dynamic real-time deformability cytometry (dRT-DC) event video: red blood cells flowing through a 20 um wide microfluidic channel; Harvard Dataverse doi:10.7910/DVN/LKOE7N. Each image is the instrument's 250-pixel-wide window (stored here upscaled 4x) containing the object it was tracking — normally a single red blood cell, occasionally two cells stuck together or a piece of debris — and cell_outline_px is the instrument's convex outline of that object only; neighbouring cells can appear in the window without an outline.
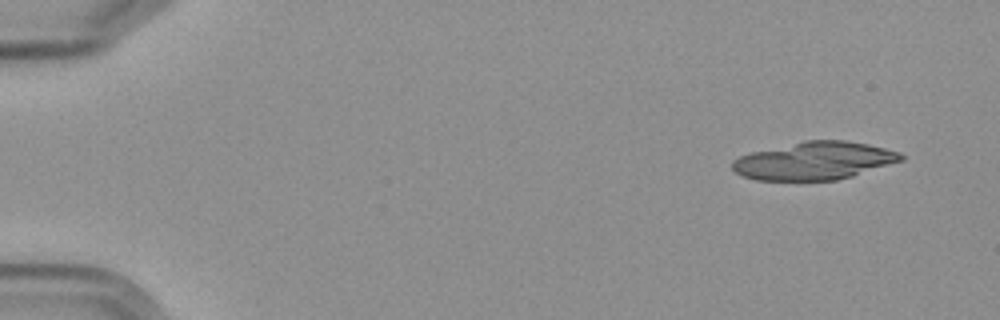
{"species": "Egyptian fruit bat (a non-hibernating species)", "species_latin": "Rousettus aegyptiacus", "temperature_condition": "cold", "stored_images_in_passage": 5, "camera_frame_rate_fps": 3000, "um_per_image_px": 0.085, "frame": {"image": 1, "passage_image": 1, "time_ms": 0.0, "image_size_px": [1000, 320], "cell_outline_px": [[904, 160], [852, 176], [836, 180], [756, 180], [744, 176], [736, 172], [732, 168], [732, 164], [740, 156], [752, 152], [804, 140], [844, 140], [868, 144], [900, 152], [904, 156]], "centroid_in_image_um": [69.25, 13.66], "position_along_channel_um": 15.8, "area_um2": 36.93}}